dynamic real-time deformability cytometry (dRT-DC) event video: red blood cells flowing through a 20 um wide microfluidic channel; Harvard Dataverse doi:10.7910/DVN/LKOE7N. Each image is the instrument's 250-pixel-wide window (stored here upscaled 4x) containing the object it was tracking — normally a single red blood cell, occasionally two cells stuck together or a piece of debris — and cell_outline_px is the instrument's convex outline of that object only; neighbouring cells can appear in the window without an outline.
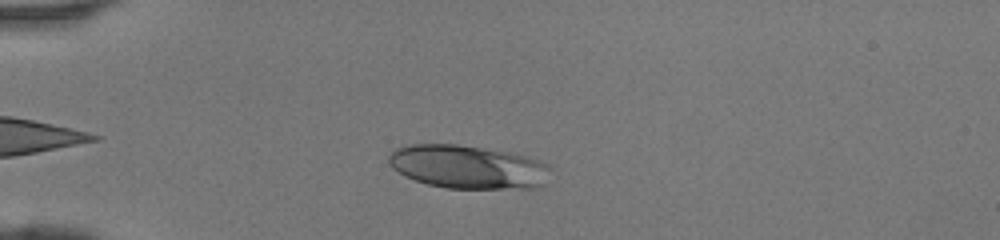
{"species": "human", "species_latin": "Homo sapiens", "temperature_condition": "room temperature", "stored_images_in_passage": 39, "camera_frame_rate_fps": 3000, "um_per_image_px": 0.085, "donor": {"sex": "female"}, "frame": {"image": 1, "passage_image": 6, "time_ms": 1.667, "image_size_px": [1000, 240], "cell_outline_px": [[552, 168], [540, 184], [532, 188], [444, 188], [428, 184], [404, 176], [392, 168], [388, 164], [388, 156], [396, 148], [404, 144], [456, 144], [508, 152], [528, 156], [548, 164]], "centroid_in_image_um": [39.71, 14.17], "position_along_channel_um": 45.3, "area_um2": 40.86}}
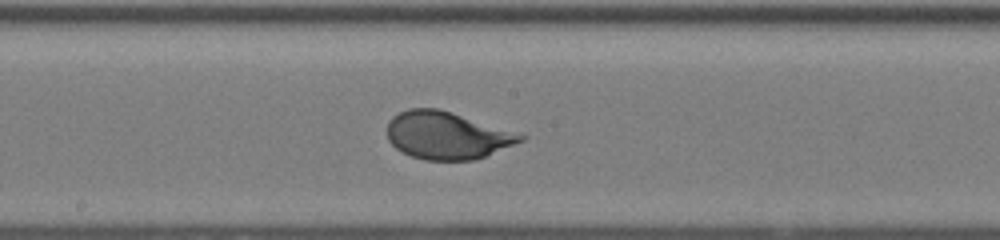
{"frame": {"image": 2, "passage_image": 19, "time_ms": 6.0, "image_size_px": [1000, 240], "cell_outline_px": [[528, 136], [524, 140], [476, 160], [424, 160], [412, 156], [396, 148], [388, 140], [388, 120], [392, 116], [408, 108], [436, 108], [452, 112], [524, 132]], "centroid_in_image_um": [38.07, 11.49], "position_along_channel_um": 210.1, "area_um2": 37.45}}
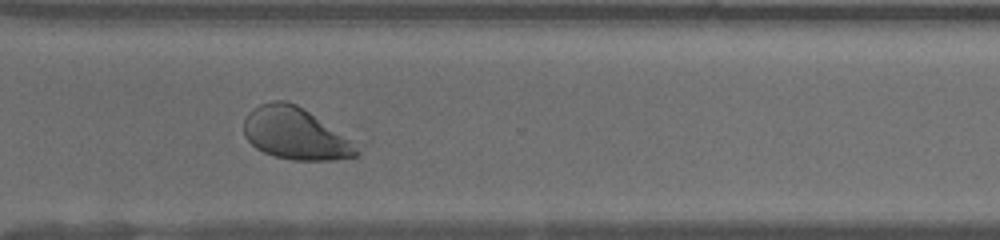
{"frame": {"image": 3, "passage_image": 28, "time_ms": 9.0, "image_size_px": [1000, 240], "cell_outline_px": [[368, 140], [360, 152], [356, 156], [336, 160], [292, 160], [272, 156], [256, 148], [244, 136], [244, 120], [248, 112], [252, 108], [260, 104], [272, 100], [284, 100], [296, 104]], "centroid_in_image_um": [25.38, 11.35], "position_along_channel_um": 345.2, "area_um2": 36.82}}